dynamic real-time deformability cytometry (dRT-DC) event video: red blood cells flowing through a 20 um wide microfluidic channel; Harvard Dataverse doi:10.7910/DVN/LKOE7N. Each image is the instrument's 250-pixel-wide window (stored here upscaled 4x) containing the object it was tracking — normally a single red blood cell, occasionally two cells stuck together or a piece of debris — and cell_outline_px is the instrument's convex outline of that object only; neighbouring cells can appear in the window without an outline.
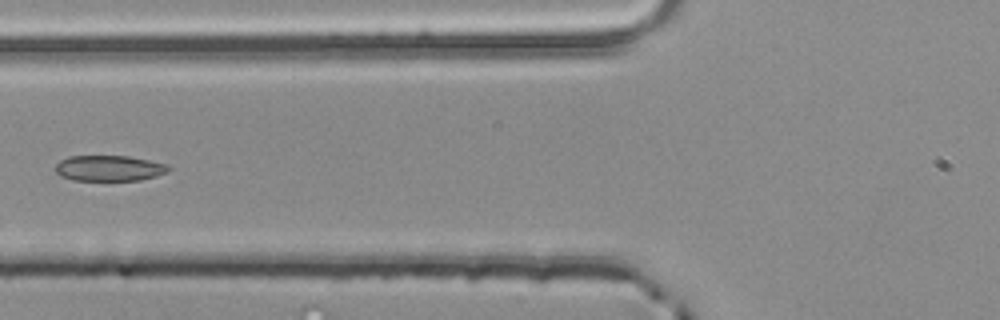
{"species": "common noctule bat (a hibernating species)", "species_latin": "Nyctalus noctula", "temperature_condition": "room temperature", "stored_images_in_passage": 4, "camera_frame_rate_fps": 3000, "um_per_image_px": 0.085, "animal": {"sex": "male", "body_mass_g": 20.4}, "frame": {"image": 1, "passage_image": 4, "time_ms": 1.0, "image_size_px": [1000, 320], "cell_outline_px": [[172, 168], [168, 172], [156, 176], [140, 180], [72, 180], [60, 176], [56, 172], [56, 164], [60, 160], [68, 156], [128, 156], [168, 164]], "centroid_in_image_um": [9.29, 14.3], "position_along_channel_um": 116.5, "area_um2": 16.99}}